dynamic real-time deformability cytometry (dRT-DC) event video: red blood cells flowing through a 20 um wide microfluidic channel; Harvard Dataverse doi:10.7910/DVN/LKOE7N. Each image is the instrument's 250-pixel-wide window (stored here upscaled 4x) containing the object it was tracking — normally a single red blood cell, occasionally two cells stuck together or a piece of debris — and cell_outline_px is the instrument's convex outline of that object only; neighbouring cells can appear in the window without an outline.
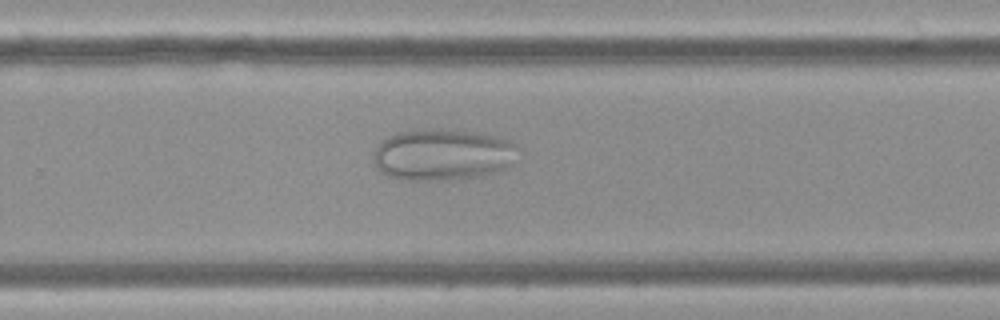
{"species": "Egyptian fruit bat (a non-hibernating species)", "species_latin": "Rousettus aegyptiacus", "temperature_condition": "cold", "stored_images_in_passage": 57, "camera_frame_rate_fps": 3000, "um_per_image_px": 0.085, "frame": {"image": 1, "passage_image": 37, "time_ms": 12.0, "image_size_px": [1000, 320], "cell_outline_px": [[516, 144], [508, 168], [484, 176], [444, 180], [404, 180], [388, 176], [380, 172], [376, 168], [376, 148], [388, 136], [396, 132], [436, 128], [480, 132], [496, 136], [508, 140]], "centroid_in_image_um": [37.61, 13.14], "position_along_channel_um": 292.2, "area_um2": 43.23}}
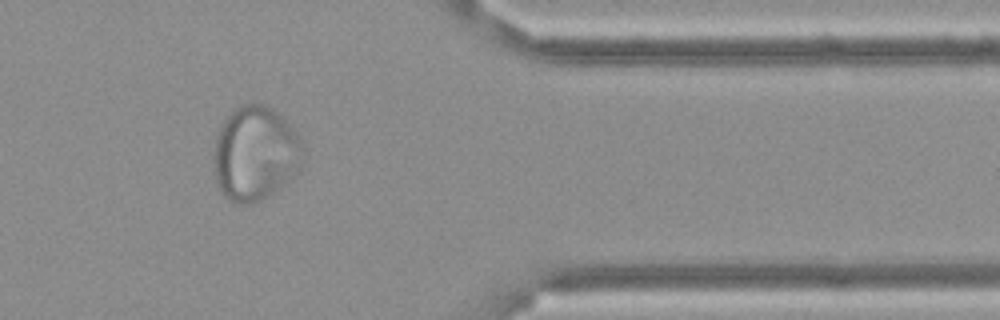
{"frame": {"image": 2, "passage_image": 47, "time_ms": 15.333, "image_size_px": [1000, 320], "cell_outline_px": [[300, 144], [296, 172], [288, 180], [268, 196], [260, 200], [248, 204], [236, 204], [228, 200], [224, 196], [216, 184], [216, 136], [220, 124], [240, 104], [264, 104], [272, 108], [300, 136]], "centroid_in_image_um": [21.64, 13.05], "position_along_channel_um": 389.8, "area_um2": 47.86}}
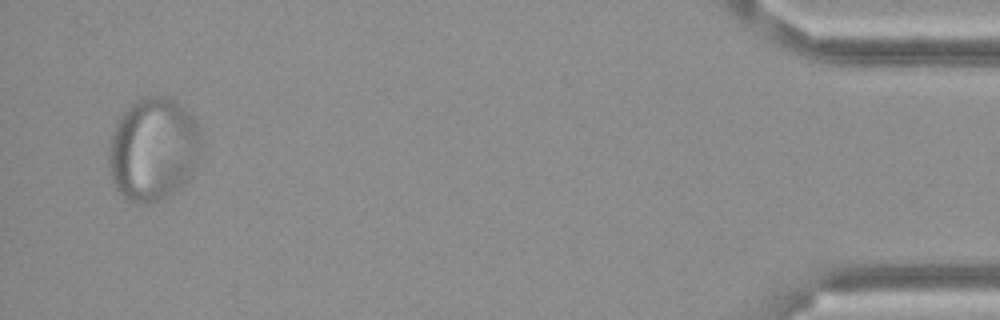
{"frame": {"image": 3, "passage_image": 55, "time_ms": 18.0, "image_size_px": [1000, 320], "cell_outline_px": [[200, 136], [196, 160], [192, 172], [188, 180], [180, 188], [168, 196], [160, 200], [148, 204], [136, 204], [128, 200], [116, 188], [112, 180], [108, 164], [108, 148], [112, 132], [116, 120], [136, 100], [144, 96], [168, 96], [180, 104], [192, 116], [196, 124]], "centroid_in_image_um": [12.98, 12.7], "position_along_channel_um": 422.2, "area_um2": 55.55}}